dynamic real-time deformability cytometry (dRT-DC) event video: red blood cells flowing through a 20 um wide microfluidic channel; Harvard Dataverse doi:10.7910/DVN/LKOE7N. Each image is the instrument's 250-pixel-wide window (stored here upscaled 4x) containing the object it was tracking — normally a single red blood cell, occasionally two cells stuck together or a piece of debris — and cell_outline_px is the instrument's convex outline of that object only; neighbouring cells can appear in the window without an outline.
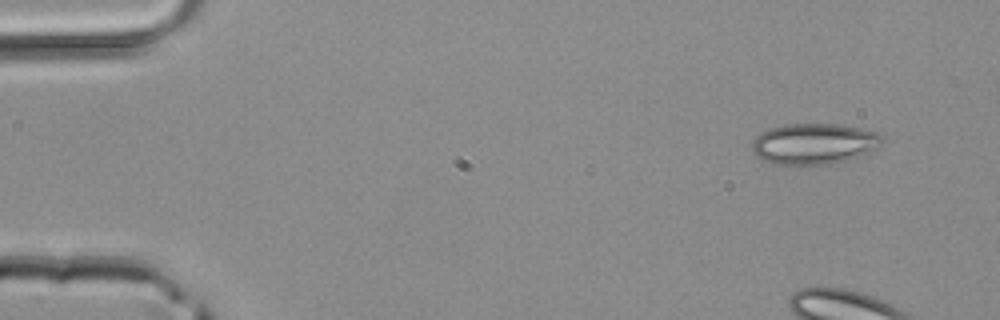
{"species": "common noctule bat (a hibernating species)", "species_latin": "Nyctalus noctula", "temperature_condition": "room temperature", "stored_images_in_passage": 3, "camera_frame_rate_fps": 3000, "um_per_image_px": 0.085, "animal": {"sex": "male", "body_mass_g": 20.4}, "frame": {"image": 1, "passage_image": 1, "time_ms": 0.0, "image_size_px": [1000, 320], "cell_outline_px": [[884, 140], [876, 148], [848, 160], [828, 164], [772, 164], [756, 156], [752, 148], [752, 140], [760, 132], [768, 128], [784, 124], [836, 124], [860, 128], [876, 132], [884, 136]], "centroid_in_image_um": [69.16, 12.21], "position_along_channel_um": 15.8, "area_um2": 30.98}}